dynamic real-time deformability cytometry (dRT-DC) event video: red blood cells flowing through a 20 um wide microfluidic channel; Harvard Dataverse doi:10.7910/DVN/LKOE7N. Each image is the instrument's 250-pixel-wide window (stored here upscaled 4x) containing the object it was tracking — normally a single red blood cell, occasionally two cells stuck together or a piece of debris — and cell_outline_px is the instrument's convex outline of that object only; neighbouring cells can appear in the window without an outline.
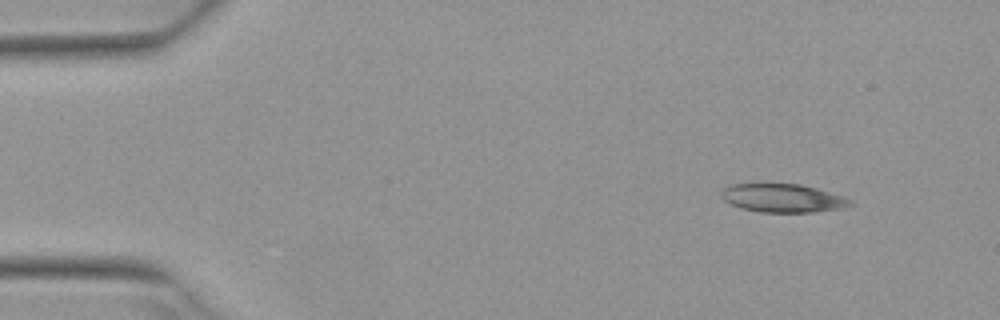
{"species": "Egyptian fruit bat (a non-hibernating species)", "species_latin": "Rousettus aegyptiacus", "temperature_condition": "warm", "stored_images_in_passage": 2, "camera_frame_rate_fps": 3000, "um_per_image_px": 0.085, "animal": {"sex": "female"}, "frame": {"image": 1, "passage_image": 2, "time_ms": 0.333, "image_size_px": [1000, 320], "cell_outline_px": [[856, 204], [844, 208], [812, 212], [760, 212], [740, 208], [724, 200], [720, 196], [720, 192], [724, 188], [732, 184], [800, 184], [816, 188], [852, 200]], "centroid_in_image_um": [66.53, 16.85], "position_along_channel_um": 18.5, "area_um2": 21.27}}